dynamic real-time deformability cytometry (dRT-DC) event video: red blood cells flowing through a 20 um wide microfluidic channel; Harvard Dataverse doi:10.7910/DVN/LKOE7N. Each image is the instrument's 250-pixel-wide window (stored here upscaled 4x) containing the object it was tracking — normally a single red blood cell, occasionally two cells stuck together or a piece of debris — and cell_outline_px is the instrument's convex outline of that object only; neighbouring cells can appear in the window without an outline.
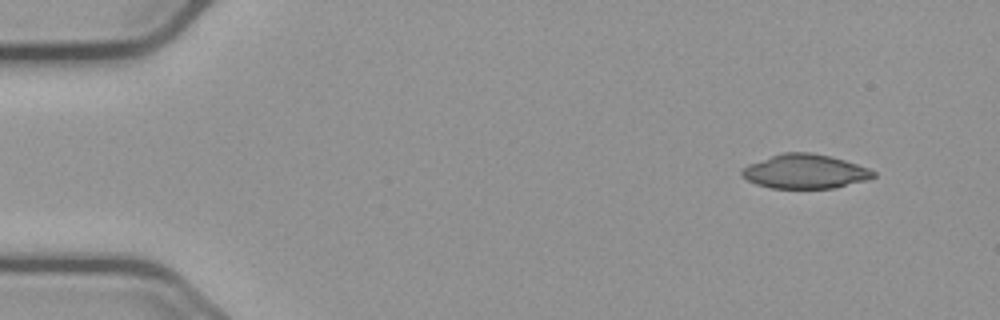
{"species": "common noctule bat (a hibernating species)", "species_latin": "Nyctalus noctula", "temperature_condition": "cold", "stored_images_in_passage": 54, "camera_frame_rate_fps": 3000, "um_per_image_px": 0.085, "animal": {"sex": "male", "body_mass_g": 23.1, "forearm_length_mm": 52.7}, "frame": {"image": 1, "passage_image": 4, "time_ms": 1.0, "image_size_px": [1000, 320], "cell_outline_px": [[876, 176], [864, 180], [832, 188], [772, 188], [756, 184], [740, 176], [740, 172], [748, 164], [784, 152], [808, 152], [832, 156], [868, 168], [876, 172]], "centroid_in_image_um": [68.4, 14.57], "position_along_channel_um": 16.6, "area_um2": 25.95}}
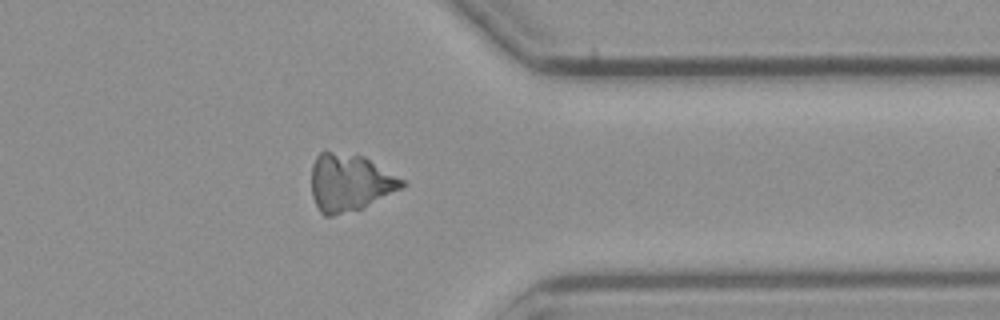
{"frame": {"image": 2, "passage_image": 43, "time_ms": 14.0, "image_size_px": [1000, 320], "cell_outline_px": [[408, 184], [364, 208], [332, 216], [324, 216], [320, 212], [312, 196], [312, 164], [316, 156], [320, 152], [332, 152], [364, 156], [408, 180]], "centroid_in_image_um": [29.77, 15.52], "position_along_channel_um": 381.6, "area_um2": 30.52}}